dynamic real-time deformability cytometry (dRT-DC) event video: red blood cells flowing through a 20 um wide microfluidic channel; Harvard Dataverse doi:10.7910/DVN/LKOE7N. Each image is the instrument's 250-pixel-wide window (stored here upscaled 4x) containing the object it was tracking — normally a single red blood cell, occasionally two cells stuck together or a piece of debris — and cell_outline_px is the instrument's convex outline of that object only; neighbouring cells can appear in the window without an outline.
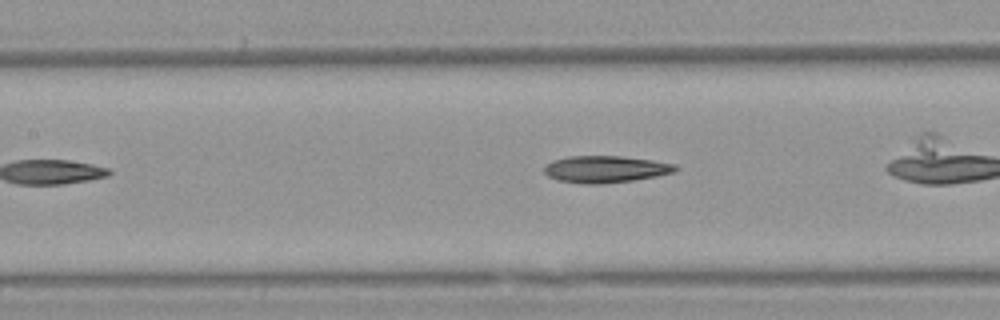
{"species": "Egyptian fruit bat (a non-hibernating species)", "species_latin": "Rousettus aegyptiacus", "temperature_condition": "warm", "stored_images_in_passage": 32, "camera_frame_rate_fps": 3000, "um_per_image_px": 0.085, "animal": {"sex": "female"}, "frame": {"image": 1, "passage_image": 14, "time_ms": 4.333, "image_size_px": [1000, 320], "cell_outline_px": [[680, 168], [676, 172], [656, 176], [632, 180], [600, 184], [580, 184], [560, 180], [548, 176], [544, 172], [544, 164], [552, 160], [568, 156], [620, 156], [652, 160], [676, 164]], "centroid_in_image_um": [51.46, 14.37], "position_along_channel_um": 155.9, "area_um2": 20.69}}